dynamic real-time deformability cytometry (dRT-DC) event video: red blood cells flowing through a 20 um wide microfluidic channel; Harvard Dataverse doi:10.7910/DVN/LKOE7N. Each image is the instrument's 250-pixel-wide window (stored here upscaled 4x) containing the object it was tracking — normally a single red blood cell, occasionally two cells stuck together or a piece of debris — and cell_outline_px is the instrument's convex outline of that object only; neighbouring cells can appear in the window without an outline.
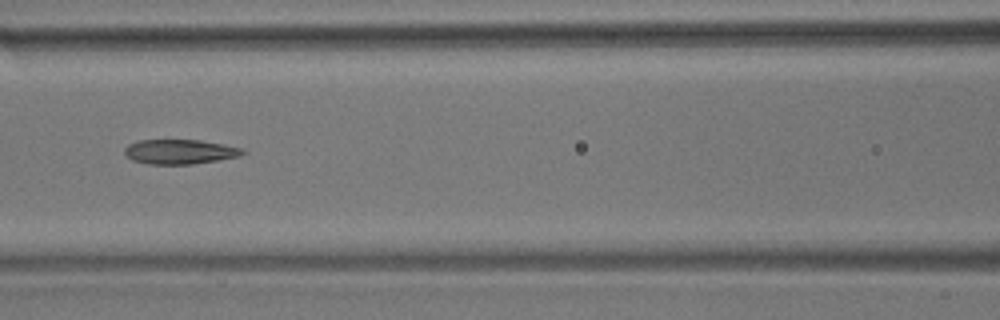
{"species": "common noctule bat (a hibernating species)", "species_latin": "Nyctalus noctula", "temperature_condition": "room temperature", "stored_images_in_passage": 9, "camera_frame_rate_fps": 3000, "um_per_image_px": 0.085, "animal": {"sex": "male", "body_mass_g": 17.9}, "frame": {"image": 1, "passage_image": 7, "time_ms": 7.0, "image_size_px": [1000, 320], "cell_outline_px": [[248, 152], [240, 156], [192, 164], [148, 164], [132, 160], [124, 152], [124, 148], [128, 144], [140, 140], [200, 140], [224, 144], [244, 148]], "centroid_in_image_um": [15.32, 12.89], "position_along_channel_um": 151.3, "area_um2": 16.99}}
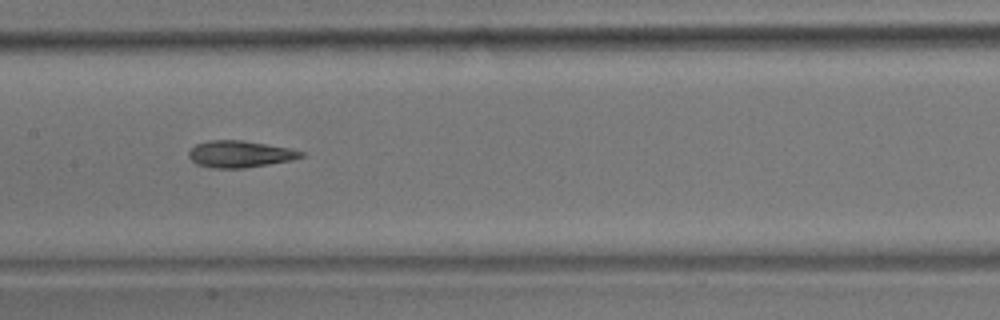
{"frame": {"image": 2, "passage_image": 8, "time_ms": 8.0, "image_size_px": [1000, 320], "cell_outline_px": [[304, 156], [292, 160], [244, 168], [212, 168], [196, 164], [188, 156], [188, 152], [196, 144], [208, 140], [244, 140], [288, 148], [304, 152]], "centroid_in_image_um": [20.37, 13.09], "position_along_channel_um": 187.0, "area_um2": 17.46}}